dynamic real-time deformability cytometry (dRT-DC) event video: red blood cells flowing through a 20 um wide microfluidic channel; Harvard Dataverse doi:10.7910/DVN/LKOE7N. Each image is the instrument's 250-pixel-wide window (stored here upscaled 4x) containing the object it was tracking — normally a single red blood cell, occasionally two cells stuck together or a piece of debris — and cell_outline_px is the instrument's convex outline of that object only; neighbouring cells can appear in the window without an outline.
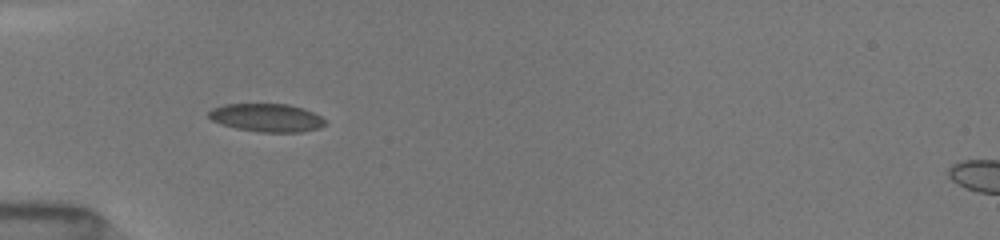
{"species": "common noctule bat (a hibernating species)", "species_latin": "Nyctalus noctula", "temperature_condition": "room temperature", "stored_images_in_passage": 60, "camera_frame_rate_fps": 3000, "um_per_image_px": 0.085, "animal": {"sex": "female", "body_mass_g": 19.5, "forearm_length_mm": 54.1}, "frame": {"image": 1, "passage_image": 1, "time_ms": 0.0, "image_size_px": [1000, 240], "cell_outline_px": [[324, 124], [320, 128], [300, 132], [260, 132], [236, 128], [220, 124], [212, 120], [208, 116], [208, 112], [212, 108], [224, 104], [288, 104], [304, 108], [320, 116], [324, 120]], "centroid_in_image_um": [22.64, 10.0], "position_along_channel_um": 62.4, "area_um2": 19.07}}
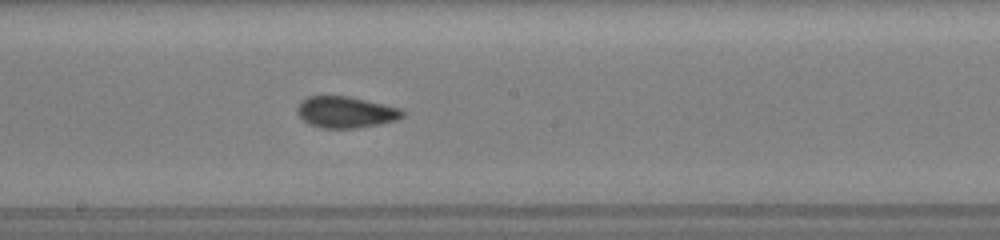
{"frame": {"image": 2, "passage_image": 21, "time_ms": 4.0, "image_size_px": [1000, 240], "cell_outline_px": [[404, 116], [396, 120], [380, 124], [356, 128], [324, 128], [308, 124], [300, 116], [296, 108], [308, 96], [348, 96], [400, 108], [404, 112]], "centroid_in_image_um": [29.4, 9.54], "position_along_channel_um": 218.8, "area_um2": 19.02}}
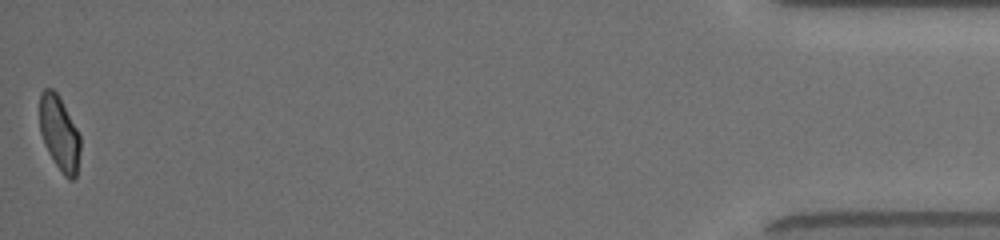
{"frame": {"image": 3, "passage_image": 60, "time_ms": 11.333, "image_size_px": [1000, 240], "cell_outline_px": [[80, 152], [76, 176], [72, 180], [68, 180], [64, 176], [48, 152], [44, 144], [40, 132], [40, 92], [44, 88], [52, 88], [60, 96], [80, 136]], "centroid_in_image_um": [5.04, 11.32], "position_along_channel_um": 430.2, "area_um2": 17.69}, "authors_computed_cell_mechanics": {"area_um2": 18.3515, "velocity_mm_per_s": 4.047, "shape_relaxation_time_tau1_ms": 5.4139, "shape_relaxation_time_tau2_ms": 0.9876, "deformation_change_tau1": 0.183, "deformation_change_tau2": 0.0689}}